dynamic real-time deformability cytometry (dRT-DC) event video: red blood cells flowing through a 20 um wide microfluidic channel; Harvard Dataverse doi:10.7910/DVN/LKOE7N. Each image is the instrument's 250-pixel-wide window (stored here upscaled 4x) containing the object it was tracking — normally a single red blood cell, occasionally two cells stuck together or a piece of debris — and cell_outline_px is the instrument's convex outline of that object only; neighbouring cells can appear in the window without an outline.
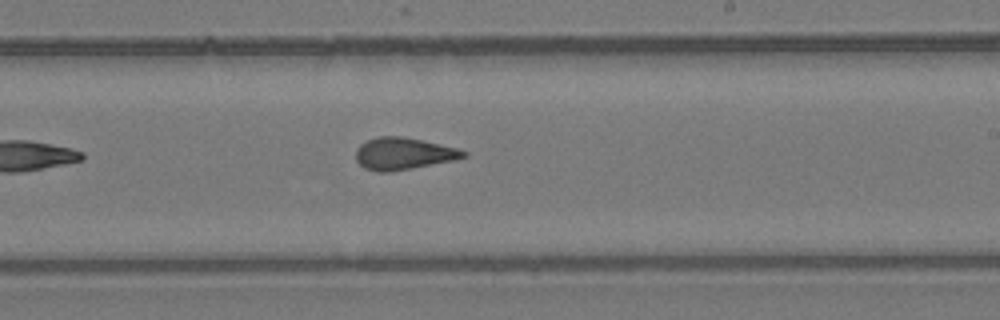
{"species": "common noctule bat (a hibernating species)", "species_latin": "Nyctalus noctula", "temperature_condition": "room temperature", "stored_images_in_passage": 8, "camera_frame_rate_fps": 3000, "um_per_image_px": 0.085, "animal": {"sex": "female", "body_mass_g": 24.6, "forearm_length_mm": 56.2}, "frame": {"image": 1, "passage_image": 8, "time_ms": 9.667, "image_size_px": [1000, 320], "cell_outline_px": [[468, 156], [456, 160], [392, 172], [376, 172], [364, 168], [356, 160], [356, 148], [360, 144], [368, 140], [380, 136], [400, 136], [420, 140], [456, 148], [468, 152]], "centroid_in_image_um": [34.28, 13.08], "position_along_channel_um": 254.7, "area_um2": 20.11}}